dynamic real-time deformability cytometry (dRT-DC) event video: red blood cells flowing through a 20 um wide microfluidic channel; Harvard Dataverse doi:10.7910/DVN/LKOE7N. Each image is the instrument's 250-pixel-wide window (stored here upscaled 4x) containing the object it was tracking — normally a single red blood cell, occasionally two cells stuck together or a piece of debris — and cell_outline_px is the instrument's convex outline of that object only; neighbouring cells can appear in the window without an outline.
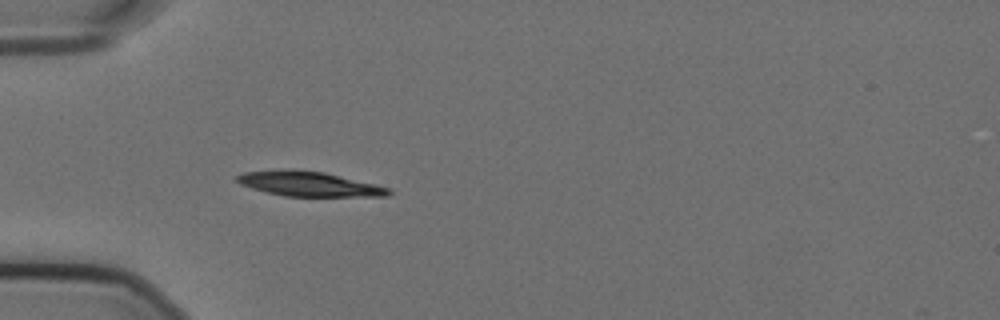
{"species": "Egyptian fruit bat (a non-hibernating species)", "species_latin": "Rousettus aegyptiacus", "temperature_condition": "cold", "stored_images_in_passage": 40, "camera_frame_rate_fps": 3000, "um_per_image_px": 0.085, "animal": {"sex": "female"}, "frame": {"image": 1, "passage_image": 1, "time_ms": 0.0, "image_size_px": [1000, 320], "cell_outline_px": [[392, 192], [388, 196], [284, 196], [252, 188], [240, 184], [236, 180], [236, 176], [244, 172], [288, 168], [292, 168], [324, 172], [376, 184], [392, 188]], "centroid_in_image_um": [26.28, 15.62], "position_along_channel_um": 58.7, "area_um2": 22.02}}
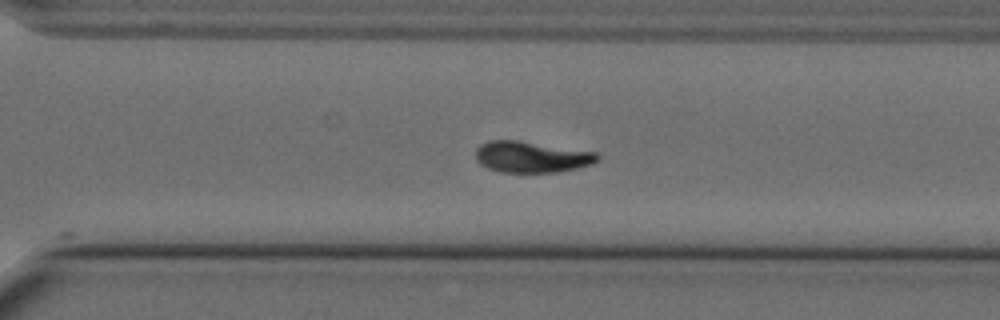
{"frame": {"image": 2, "passage_image": 24, "time_ms": 7.667, "image_size_px": [1000, 320], "cell_outline_px": [[600, 160], [592, 164], [576, 168], [556, 172], [500, 172], [488, 168], [480, 164], [476, 160], [476, 148], [480, 144], [488, 140], [520, 140], [600, 152]], "centroid_in_image_um": [45.21, 13.32], "position_along_channel_um": 325.4, "area_um2": 22.54}}
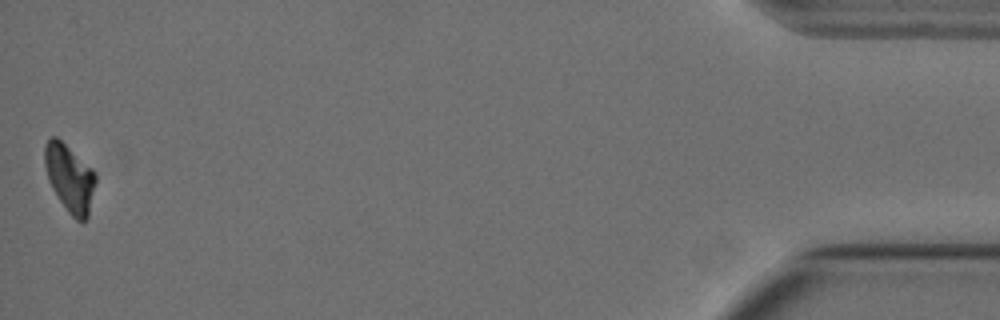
{"frame": {"image": 3, "passage_image": 40, "time_ms": 13.0, "image_size_px": [1000, 320], "cell_outline_px": [[96, 180], [88, 216], [84, 220], [76, 220], [68, 212], [52, 188], [48, 180], [44, 164], [44, 144], [52, 136], [56, 136], [92, 168], [96, 172]], "centroid_in_image_um": [5.91, 15.11], "position_along_channel_um": 429.3, "area_um2": 19.88}, "authors_computed_cell_mechanics": {"area_um2": 22.0796, "velocity_mm_per_s": 3.5655, "shape_relaxation_time_tau1_ms": 4.2483, "shape_relaxation_time_tau2_ms": null, "deformation_change_tau1": 0.1488, "deformation_change_tau2": null}}